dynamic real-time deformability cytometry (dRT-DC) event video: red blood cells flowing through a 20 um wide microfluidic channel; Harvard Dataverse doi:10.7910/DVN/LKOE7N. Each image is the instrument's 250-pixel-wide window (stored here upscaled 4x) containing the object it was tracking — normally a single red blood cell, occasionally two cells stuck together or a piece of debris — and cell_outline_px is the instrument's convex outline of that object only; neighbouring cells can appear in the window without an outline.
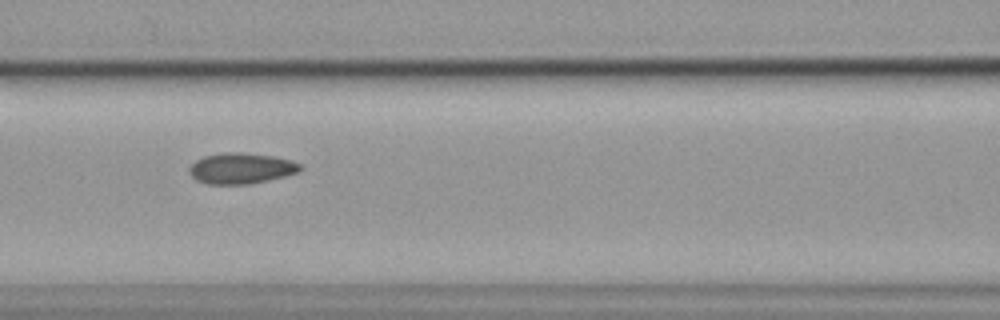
{"species": "common noctule bat (a hibernating species)", "species_latin": "Nyctalus noctula", "temperature_condition": "cold", "stored_images_in_passage": 33, "camera_frame_rate_fps": 3000, "um_per_image_px": 0.085, "animal": {"sex": "female", "body_mass_g": 19.9}, "frame": {"image": 1, "passage_image": 8, "time_ms": 2.333, "image_size_px": [1000, 320], "cell_outline_px": [[304, 168], [296, 172], [284, 176], [248, 184], [208, 184], [196, 180], [188, 172], [188, 168], [196, 160], [204, 156], [224, 152], [240, 152], [272, 156], [292, 160], [300, 164]], "centroid_in_image_um": [20.47, 14.3], "position_along_channel_um": 146.1, "area_um2": 19.83}}
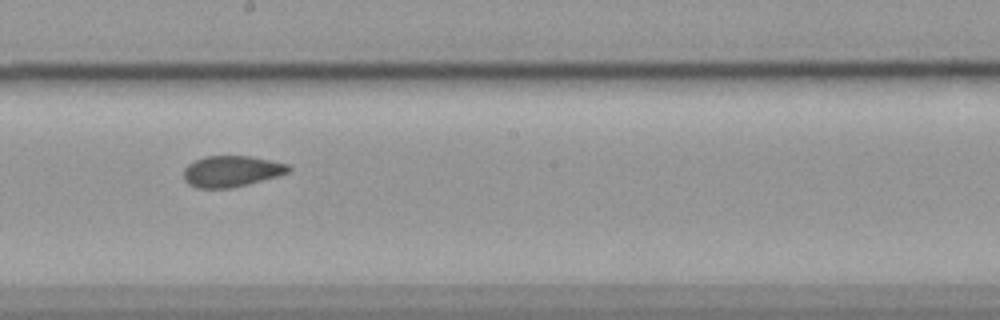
{"frame": {"image": 2, "passage_image": 15, "time_ms": 4.667, "image_size_px": [1000, 320], "cell_outline_px": [[292, 168], [288, 172], [276, 176], [248, 184], [228, 188], [196, 188], [188, 184], [184, 180], [184, 168], [188, 164], [204, 156], [248, 156], [288, 164]], "centroid_in_image_um": [19.64, 14.56], "position_along_channel_um": 228.6, "area_um2": 18.84}}
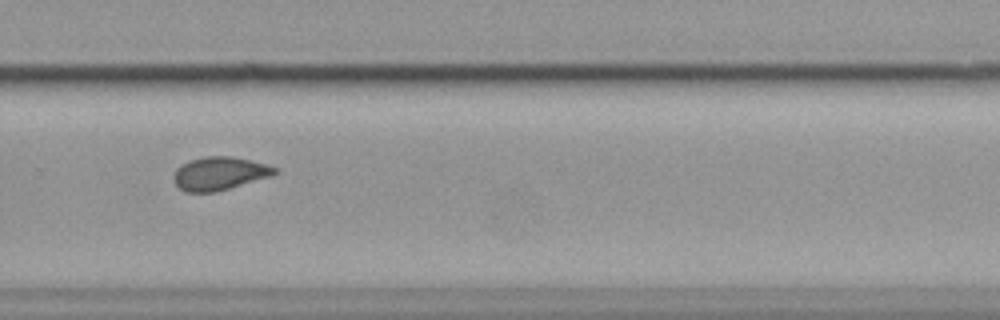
{"frame": {"image": 3, "passage_image": 22, "time_ms": 7.0, "image_size_px": [1000, 320], "cell_outline_px": [[276, 172], [272, 176], [216, 192], [184, 192], [172, 180], [172, 176], [176, 168], [180, 164], [188, 160], [204, 156], [232, 156], [264, 164], [276, 168]], "centroid_in_image_um": [18.58, 14.75], "position_along_channel_um": 311.2, "area_um2": 19.65}}